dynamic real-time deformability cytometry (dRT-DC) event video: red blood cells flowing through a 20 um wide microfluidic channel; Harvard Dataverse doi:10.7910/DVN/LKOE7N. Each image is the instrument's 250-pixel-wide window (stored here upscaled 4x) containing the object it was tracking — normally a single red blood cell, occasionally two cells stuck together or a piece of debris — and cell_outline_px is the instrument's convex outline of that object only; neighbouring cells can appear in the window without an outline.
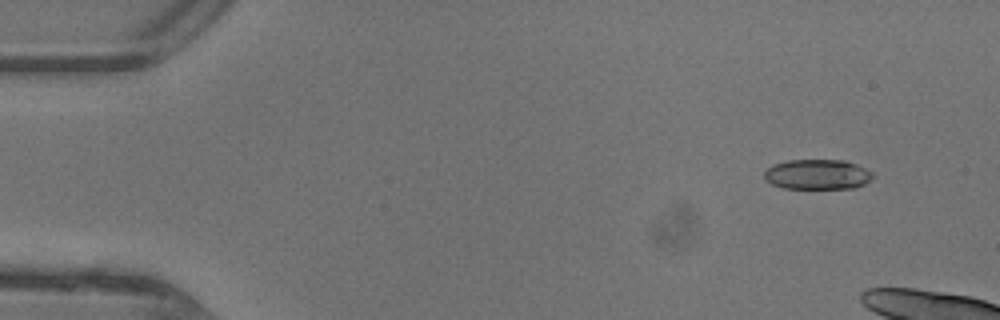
{"species": "common noctule bat (a hibernating species)", "species_latin": "Nyctalus noctula", "temperature_condition": "warm", "stored_images_in_passage": 9, "camera_frame_rate_fps": 3000, "um_per_image_px": 0.085, "animal": {"sex": "female"}, "frame": {"image": 1, "passage_image": 2, "time_ms": 0.333, "image_size_px": [1000, 320], "cell_outline_px": [[872, 180], [856, 188], [784, 188], [772, 184], [764, 176], [764, 172], [772, 164], [788, 160], [844, 160], [856, 164], [872, 172]], "centroid_in_image_um": [69.49, 14.82], "position_along_channel_um": 15.5, "area_um2": 18.96}}